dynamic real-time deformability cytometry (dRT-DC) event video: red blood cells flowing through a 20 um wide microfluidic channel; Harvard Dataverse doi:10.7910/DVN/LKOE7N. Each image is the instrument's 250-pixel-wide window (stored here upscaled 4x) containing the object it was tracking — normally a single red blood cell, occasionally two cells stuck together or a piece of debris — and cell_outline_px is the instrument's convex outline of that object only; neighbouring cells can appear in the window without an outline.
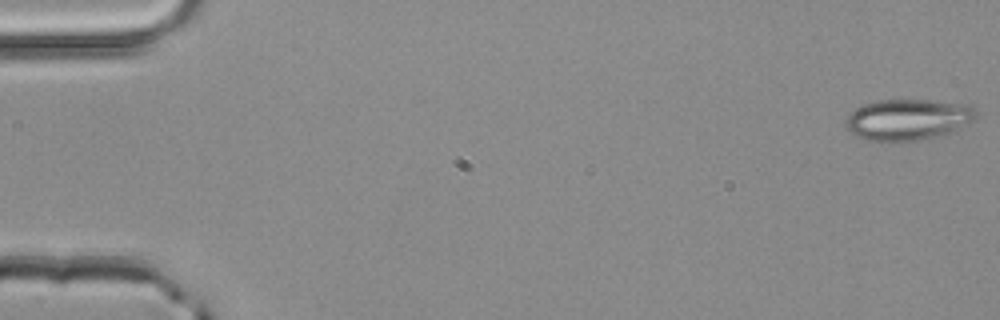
{"species": "common noctule bat (a hibernating species)", "species_latin": "Nyctalus noctula", "temperature_condition": "room temperature", "stored_images_in_passage": 3, "camera_frame_rate_fps": 3000, "um_per_image_px": 0.085, "animal": {"sex": "male", "body_mass_g": 20.4}, "frame": {"image": 1, "passage_image": 1, "time_ms": 0.0, "image_size_px": [1000, 320], "cell_outline_px": [[976, 120], [956, 132], [944, 136], [916, 140], [868, 140], [856, 136], [844, 128], [844, 120], [856, 108], [864, 104], [880, 100], [928, 100], [968, 104], [976, 112]], "centroid_in_image_um": [77.21, 10.17], "position_along_channel_um": 7.8, "area_um2": 31.5}}